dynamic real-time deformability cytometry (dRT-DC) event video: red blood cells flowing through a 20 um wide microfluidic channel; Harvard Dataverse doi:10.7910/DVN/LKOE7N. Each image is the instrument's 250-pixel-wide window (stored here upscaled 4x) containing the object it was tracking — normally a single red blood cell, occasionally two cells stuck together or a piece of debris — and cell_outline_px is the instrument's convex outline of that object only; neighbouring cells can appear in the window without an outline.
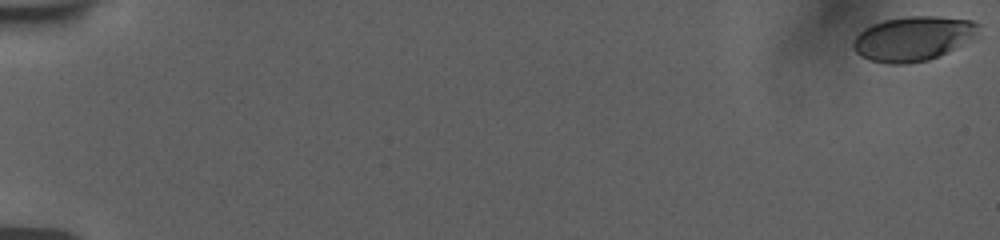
{"species": "human", "species_latin": "Homo sapiens", "temperature_condition": "room temperature", "stored_images_in_passage": 16, "camera_frame_rate_fps": 3000, "um_per_image_px": 0.085, "donor": {"sex": "female"}, "frame": {"image": 1, "passage_image": 1, "time_ms": 0.0, "image_size_px": [1000, 240], "cell_outline_px": [[980, 24], [976, 32], [972, 36], [952, 48], [928, 60], [904, 64], [888, 64], [868, 60], [860, 56], [856, 52], [852, 44], [856, 36], [864, 28], [872, 24], [884, 20], [908, 16], [936, 16], [972, 20]], "centroid_in_image_um": [77.52, 3.27], "position_along_channel_um": 7.5, "area_um2": 31.91}}